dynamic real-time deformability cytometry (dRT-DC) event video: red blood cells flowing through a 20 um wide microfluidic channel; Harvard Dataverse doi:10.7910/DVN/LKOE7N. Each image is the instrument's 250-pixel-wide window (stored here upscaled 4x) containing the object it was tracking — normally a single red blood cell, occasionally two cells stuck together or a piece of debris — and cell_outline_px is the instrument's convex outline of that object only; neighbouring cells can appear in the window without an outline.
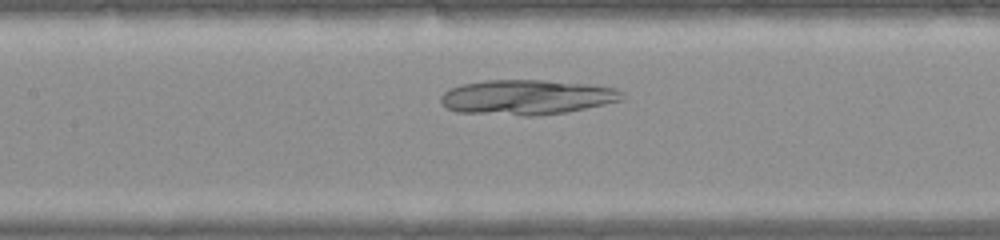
{"species": "common noctule bat (a hibernating species)", "species_latin": "Nyctalus noctula", "temperature_condition": "warm", "stored_images_in_passage": 31, "camera_frame_rate_fps": 3000, "um_per_image_px": 0.085, "animal": {"sex": "female", "body_mass_g": 22.0, "forearm_length_mm": 56.7}, "frame": {"image": 1, "passage_image": 9, "time_ms": 2.667, "image_size_px": [1000, 240], "cell_outline_px": [[612, 100], [580, 108], [560, 112], [468, 112], [448, 108], [444, 104], [444, 96], [448, 92], [456, 88], [468, 84], [500, 80], [528, 80], [608, 88], [612, 92]], "centroid_in_image_um": [44.56, 8.23], "position_along_channel_um": 162.8, "area_um2": 31.67}}
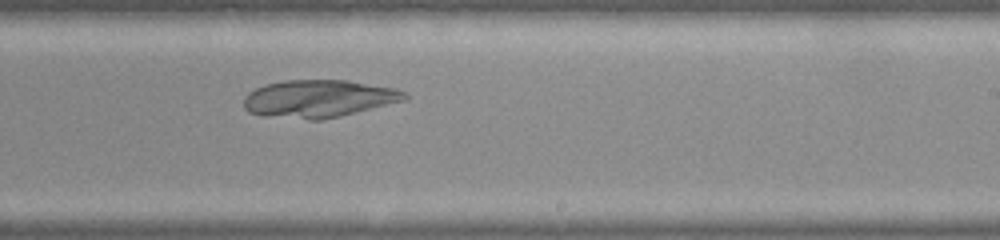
{"frame": {"image": 2, "passage_image": 15, "time_ms": 4.667, "image_size_px": [1000, 240], "cell_outline_px": [[400, 92], [396, 100], [336, 116], [304, 116], [252, 112], [244, 104], [244, 100], [252, 92], [268, 84], [296, 80], [340, 80], [384, 88]], "centroid_in_image_um": [26.94, 8.32], "position_along_channel_um": 262.1, "area_um2": 30.63}}
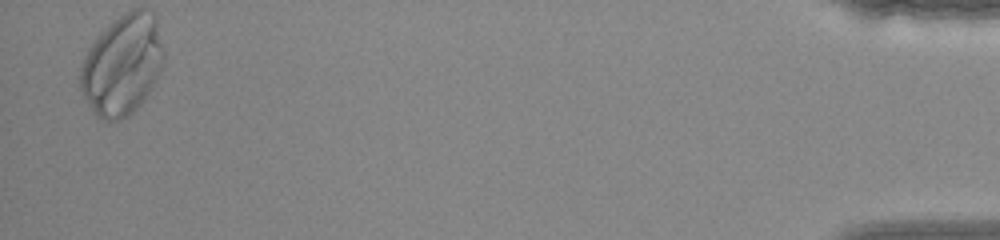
{"frame": {"image": 3, "passage_image": 30, "time_ms": 9.667, "image_size_px": [1000, 240], "cell_outline_px": [[144, 48], [136, 64], [100, 108], [96, 104], [84, 84], [84, 68], [88, 56], [96, 44], [112, 28], [124, 20], [132, 16]], "centroid_in_image_um": [9.55, 5.13], "position_along_channel_um": 425.7, "area_um2": 22.08}}